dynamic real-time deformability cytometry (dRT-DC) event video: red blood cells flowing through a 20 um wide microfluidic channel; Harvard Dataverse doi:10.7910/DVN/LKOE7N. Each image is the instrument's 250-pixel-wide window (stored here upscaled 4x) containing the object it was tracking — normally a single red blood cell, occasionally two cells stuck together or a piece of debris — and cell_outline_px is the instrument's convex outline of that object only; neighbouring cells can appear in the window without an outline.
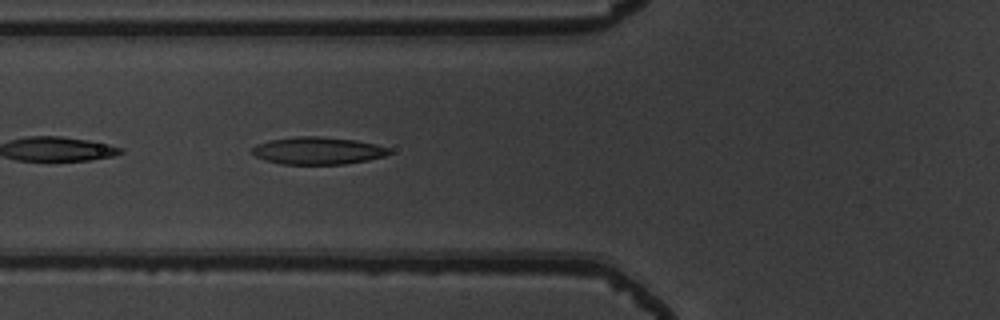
{"species": "common noctule bat (a hibernating species)", "species_latin": "Nyctalus noctula", "temperature_condition": "warm", "stored_images_in_passage": 3, "camera_frame_rate_fps": 3000, "um_per_image_px": 0.085, "animal": {"sex": "male", "body_mass_g": 19.5, "forearm_length_mm": 54.6}, "frame": {"image": 1, "passage_image": 3, "time_ms": 0.667, "image_size_px": [1000, 320], "cell_outline_px": [[392, 152], [384, 156], [368, 160], [344, 164], [280, 164], [264, 160], [256, 156], [252, 152], [252, 148], [256, 144], [272, 140], [296, 136], [320, 136], [356, 140], [376, 144], [388, 148]], "centroid_in_image_um": [27.01, 12.81], "position_along_channel_um": 98.8, "area_um2": 21.85}}